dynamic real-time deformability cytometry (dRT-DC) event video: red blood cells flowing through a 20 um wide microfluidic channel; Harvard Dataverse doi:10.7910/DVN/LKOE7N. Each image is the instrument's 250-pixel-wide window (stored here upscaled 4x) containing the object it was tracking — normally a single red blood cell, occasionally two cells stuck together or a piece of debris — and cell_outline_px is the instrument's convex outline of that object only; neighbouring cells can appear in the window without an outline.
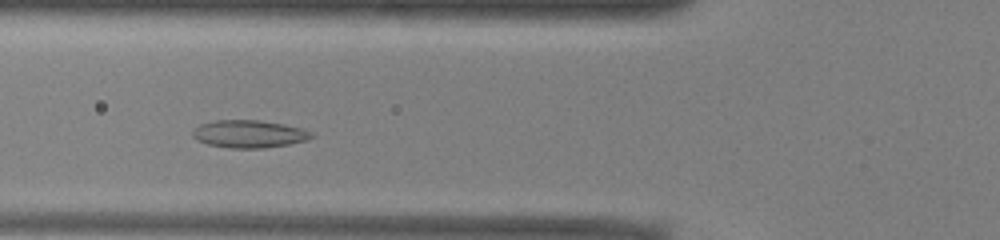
{"species": "common noctule bat (a hibernating species)", "species_latin": "Nyctalus noctula", "temperature_condition": "warm", "stored_images_in_passage": 39, "camera_frame_rate_fps": 3000, "um_per_image_px": 0.085, "animal": {"sex": "male", "body_mass_g": 13.0, "forearm_length_mm": 53.1}, "frame": {"image": 1, "passage_image": 6, "time_ms": 1.667, "image_size_px": [1000, 240], "cell_outline_px": [[316, 136], [308, 140], [288, 144], [264, 148], [228, 148], [208, 144], [196, 140], [192, 136], [192, 132], [200, 124], [216, 120], [260, 120], [284, 124], [304, 128], [312, 132]], "centroid_in_image_um": [21.21, 11.38], "position_along_channel_um": 104.6, "area_um2": 19.31}}
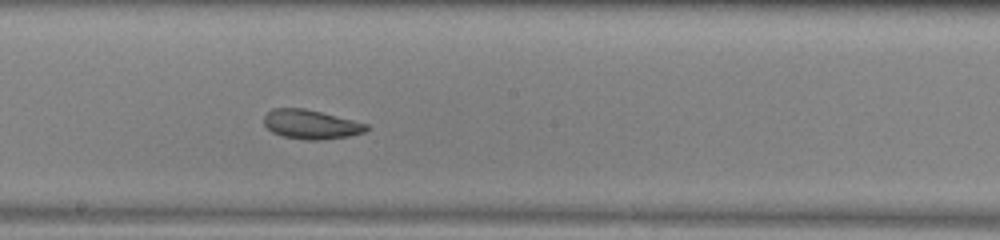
{"frame": {"image": 2, "passage_image": 15, "time_ms": 4.667, "image_size_px": [1000, 240], "cell_outline_px": [[368, 128], [364, 132], [348, 136], [320, 140], [304, 140], [284, 136], [272, 132], [264, 124], [264, 116], [272, 108], [304, 108], [368, 124]], "centroid_in_image_um": [26.4, 10.57], "position_along_channel_um": 221.8, "area_um2": 17.22}}
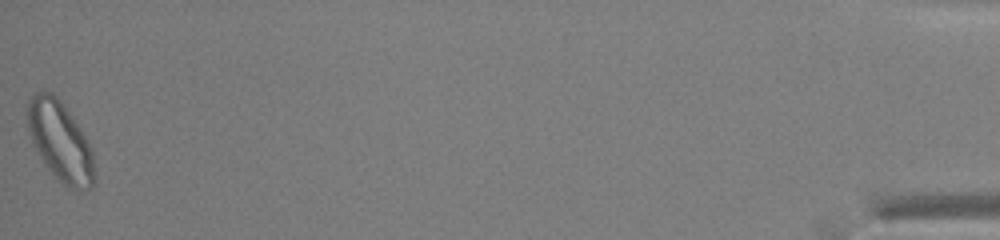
{"frame": {"image": 3, "passage_image": 39, "time_ms": 12.667, "image_size_px": [1000, 240], "cell_outline_px": [[96, 180], [92, 188], [68, 188], [44, 164], [32, 144], [24, 112], [28, 100], [36, 92], [52, 92], [64, 104], [80, 128], [92, 148]], "centroid_in_image_um": [5.1, 11.98], "position_along_channel_um": 430.1, "area_um2": 31.33}, "authors_computed_cell_mechanics": {"area_um2": 19.3052, "velocity_mm_per_s": 3.9081, "shape_relaxation_time_tau1_ms": 6.3234, "shape_relaxation_time_tau2_ms": 2.401, "deformation_change_tau1": 0.1126, "deformation_change_tau2": 0.0809}}